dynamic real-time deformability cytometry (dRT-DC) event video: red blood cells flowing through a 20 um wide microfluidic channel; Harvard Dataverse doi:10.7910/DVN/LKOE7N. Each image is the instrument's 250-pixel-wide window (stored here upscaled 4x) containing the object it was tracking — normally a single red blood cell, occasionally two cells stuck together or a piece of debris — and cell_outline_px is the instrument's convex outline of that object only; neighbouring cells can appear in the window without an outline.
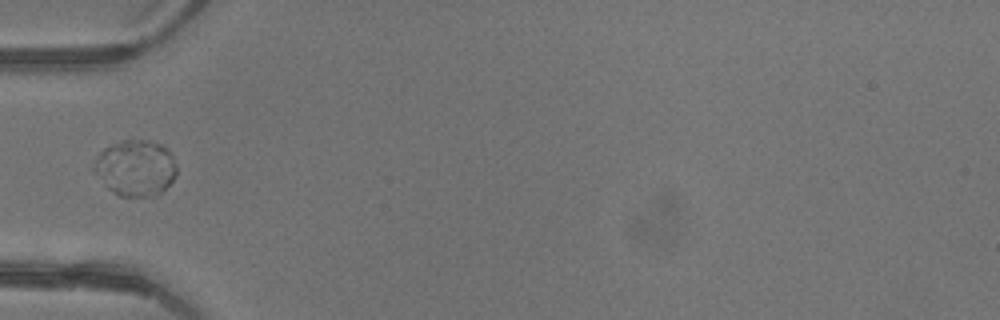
{"species": "common noctule bat (a hibernating species)", "species_latin": "Nyctalus noctula", "temperature_condition": "warm", "stored_images_in_passage": 4, "segment_of_instrument_passage": [3, 3], "camera_frame_rate_fps": 3000, "um_per_image_px": 0.085, "animal": {"sex": "female"}, "frame": {"image": 1, "passage_image": 4, "time_ms": 1.0, "image_size_px": [1000, 320], "cell_outline_px": [[176, 176], [156, 196], [120, 196], [112, 192], [92, 172], [92, 168], [96, 156], [104, 148], [120, 140], [144, 140], [160, 144], [172, 156], [176, 164]], "centroid_in_image_um": [11.47, 14.28], "position_along_channel_um": 73.5, "area_um2": 26.93}}